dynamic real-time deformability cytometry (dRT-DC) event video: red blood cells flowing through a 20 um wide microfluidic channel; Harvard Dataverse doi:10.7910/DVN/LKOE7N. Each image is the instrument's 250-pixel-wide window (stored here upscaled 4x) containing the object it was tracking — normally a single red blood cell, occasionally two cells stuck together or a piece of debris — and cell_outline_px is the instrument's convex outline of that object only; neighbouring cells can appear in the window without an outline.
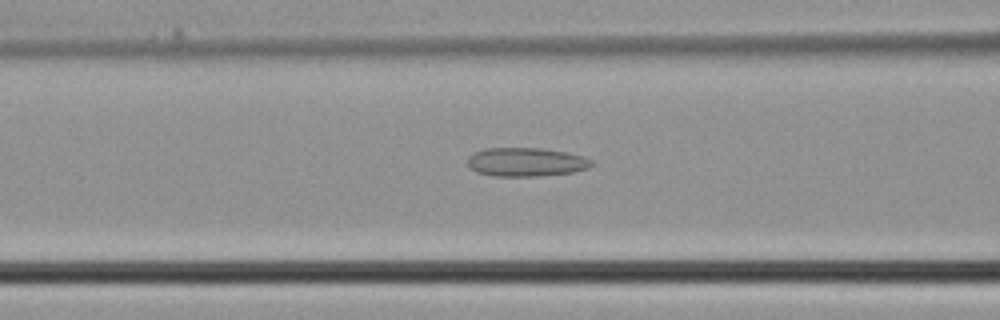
{"species": "common noctule bat (a hibernating species)", "species_latin": "Nyctalus noctula", "temperature_condition": "cold", "stored_images_in_passage": 29, "camera_frame_rate_fps": 3000, "um_per_image_px": 0.085, "animal": {"sex": "male", "body_mass_g": 21.5, "forearm_length_mm": 52.0}, "frame": {"image": 1, "passage_image": 6, "time_ms": 1.667, "image_size_px": [1000, 320], "cell_outline_px": [[592, 164], [588, 168], [572, 172], [536, 176], [492, 176], [476, 172], [468, 164], [468, 156], [484, 148], [540, 148], [564, 152], [584, 156], [592, 160]], "centroid_in_image_um": [44.7, 13.77], "position_along_channel_um": 121.9, "area_um2": 20.63}}
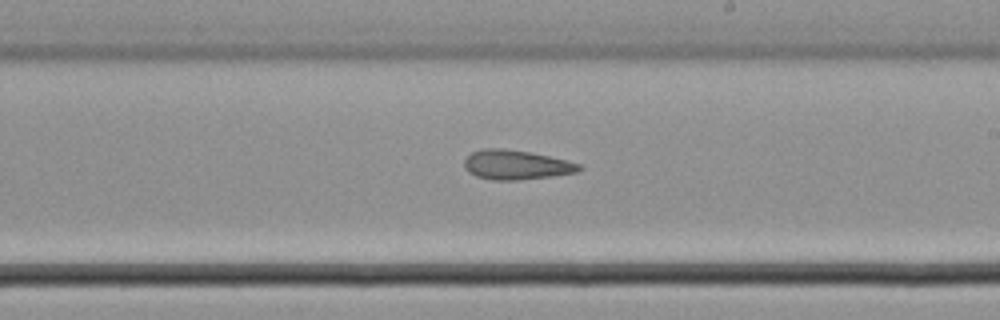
{"frame": {"image": 2, "passage_image": 13, "time_ms": 4.0, "image_size_px": [1000, 320], "cell_outline_px": [[584, 168], [576, 172], [552, 176], [516, 180], [492, 180], [476, 176], [468, 172], [464, 168], [464, 160], [472, 152], [484, 148], [500, 148], [532, 152], [580, 164]], "centroid_in_image_um": [43.84, 14.01], "position_along_channel_um": 245.2, "area_um2": 19.65}}
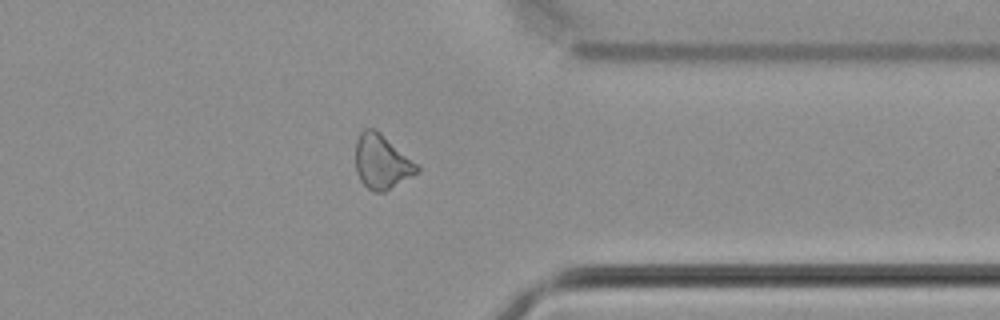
{"frame": {"image": 3, "passage_image": 21, "time_ms": 6.667, "image_size_px": [1000, 320], "cell_outline_px": [[420, 172], [384, 192], [372, 192], [360, 180], [356, 172], [356, 140], [360, 132], [364, 128], [372, 128], [380, 132], [420, 164]], "centroid_in_image_um": [32.48, 13.75], "position_along_channel_um": 378.9, "area_um2": 19.83}}